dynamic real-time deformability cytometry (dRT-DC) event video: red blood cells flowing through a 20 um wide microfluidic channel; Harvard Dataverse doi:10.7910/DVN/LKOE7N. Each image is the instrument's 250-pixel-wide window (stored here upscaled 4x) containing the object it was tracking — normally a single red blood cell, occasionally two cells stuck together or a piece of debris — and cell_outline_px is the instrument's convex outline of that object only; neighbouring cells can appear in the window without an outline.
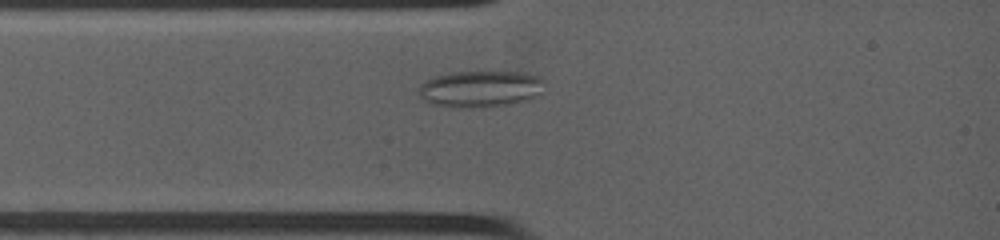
{"species": "common noctule bat (a hibernating species)", "species_latin": "Nyctalus noctula", "temperature_condition": "warm", "stored_images_in_passage": 22, "camera_frame_rate_fps": 4500, "um_per_image_px": 0.085, "animal": {"sex": "female", "body_mass_g": 19.0, "forearm_length_mm": 53.3}, "frame": {"image": 1, "passage_image": 6, "time_ms": 1.333, "image_size_px": [1000, 240], "cell_outline_px": [[544, 80], [540, 96], [528, 100], [504, 104], [460, 108], [432, 104], [424, 100], [420, 96], [420, 84], [436, 76], [448, 72], [516, 72], [540, 76]], "centroid_in_image_um": [40.85, 7.54], "position_along_channel_um": 44.2, "area_um2": 26.47}}
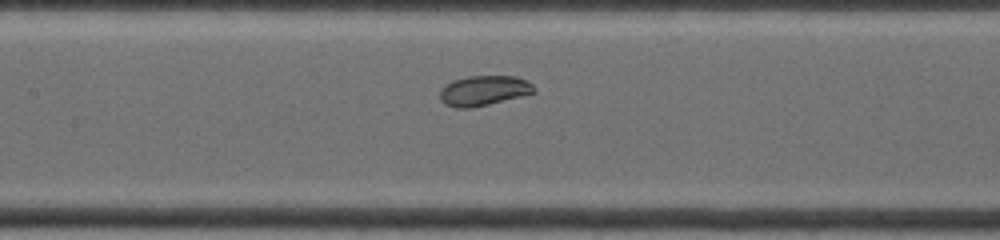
{"frame": {"image": 2, "passage_image": 17, "time_ms": 4.444, "image_size_px": [1000, 240], "cell_outline_px": [[536, 92], [488, 104], [468, 108], [456, 108], [444, 104], [440, 100], [440, 88], [452, 80], [468, 76], [516, 76], [532, 84], [536, 88]], "centroid_in_image_um": [41.08, 7.69], "position_along_channel_um": 166.3, "area_um2": 16.42}}
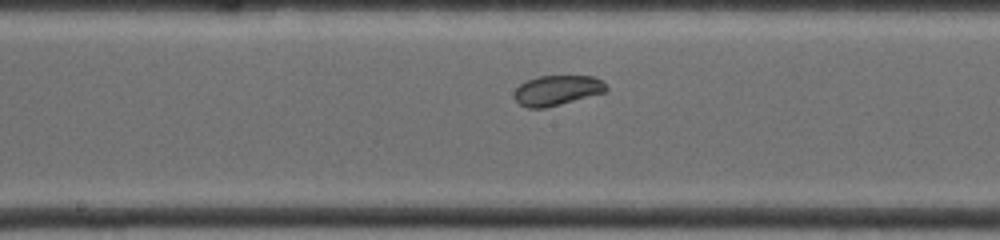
{"frame": {"image": 3, "passage_image": 20, "time_ms": 5.333, "image_size_px": [1000, 240], "cell_outline_px": [[608, 92], [544, 108], [528, 108], [520, 104], [512, 96], [512, 92], [520, 84], [536, 76], [592, 76], [600, 80], [608, 88]], "centroid_in_image_um": [47.33, 7.68], "position_along_channel_um": 200.9, "area_um2": 16.18}}